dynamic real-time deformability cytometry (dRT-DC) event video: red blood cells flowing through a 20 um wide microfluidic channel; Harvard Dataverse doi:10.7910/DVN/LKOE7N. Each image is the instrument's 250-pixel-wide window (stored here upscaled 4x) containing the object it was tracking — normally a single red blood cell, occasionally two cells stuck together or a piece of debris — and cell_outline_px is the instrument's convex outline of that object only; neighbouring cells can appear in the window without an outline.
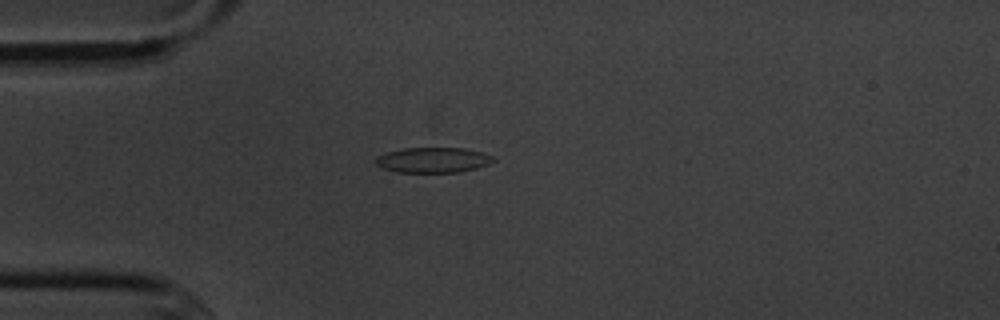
{"species": "common noctule bat (a hibernating species)", "species_latin": "Nyctalus noctula", "temperature_condition": "cold", "stored_images_in_passage": 4, "camera_frame_rate_fps": 3000, "um_per_image_px": 0.085, "animal": {"sex": "male", "body_mass_g": 20.1, "forearm_length_mm": 53.5}, "frame": {"image": 1, "passage_image": 4, "time_ms": 3.667, "image_size_px": [1000, 320], "cell_outline_px": [[496, 160], [488, 164], [476, 168], [456, 172], [396, 172], [384, 168], [376, 164], [372, 160], [376, 156], [384, 152], [404, 148], [464, 148], [480, 152], [492, 156]], "centroid_in_image_um": [36.74, 13.59], "position_along_channel_um": 48.3, "area_um2": 17.34}}